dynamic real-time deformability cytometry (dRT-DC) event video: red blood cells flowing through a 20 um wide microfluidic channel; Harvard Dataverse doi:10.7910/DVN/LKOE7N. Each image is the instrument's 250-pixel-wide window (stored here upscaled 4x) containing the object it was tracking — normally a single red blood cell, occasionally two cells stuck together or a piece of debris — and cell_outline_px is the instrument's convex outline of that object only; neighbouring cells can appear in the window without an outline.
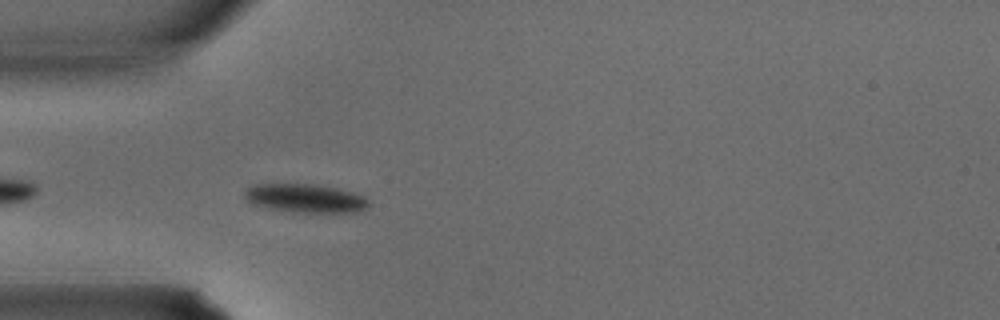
{"species": "common noctule bat (a hibernating species)", "species_latin": "Nyctalus noctula", "temperature_condition": "warm", "stored_images_in_passage": 11, "camera_frame_rate_fps": 3000, "um_per_image_px": 0.085, "animal": {"sex": "male", "body_mass_g": 15.6}, "frame": {"image": 1, "passage_image": 2, "time_ms": 0.333, "image_size_px": [1000, 320], "cell_outline_px": [[368, 208], [356, 212], [292, 212], [268, 208], [252, 204], [244, 196], [244, 188], [252, 184], [316, 184], [336, 188], [352, 192], [364, 196], [368, 200]], "centroid_in_image_um": [25.92, 16.85], "position_along_channel_um": 59.1, "area_um2": 20.81}}
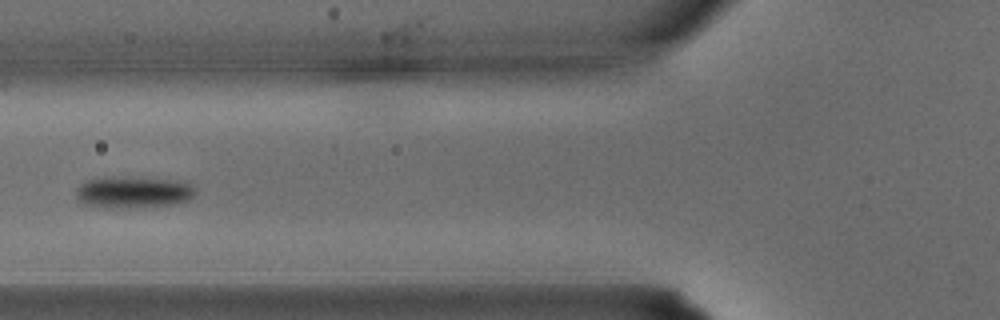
{"frame": {"image": 2, "passage_image": 5, "time_ms": 1.333, "image_size_px": [1000, 320], "cell_outline_px": [[196, 192], [188, 200], [176, 204], [124, 208], [104, 208], [84, 204], [76, 200], [76, 188], [84, 180], [96, 176], [180, 180], [192, 184], [196, 188]], "centroid_in_image_um": [11.27, 16.33], "position_along_channel_um": 114.5, "area_um2": 22.48}}
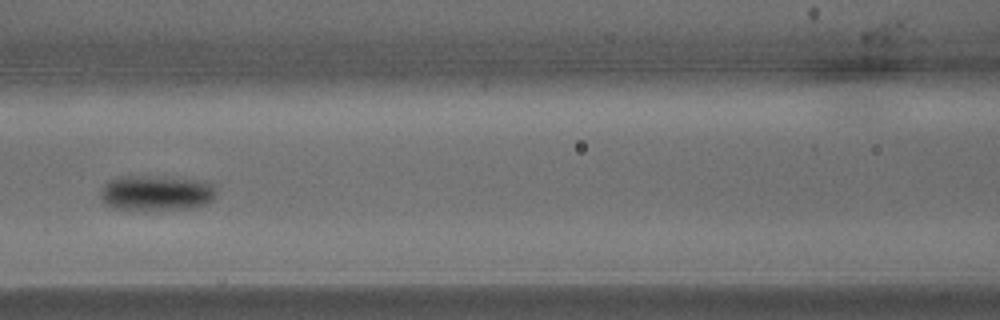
{"frame": {"image": 3, "passage_image": 7, "time_ms": 2.0, "image_size_px": [1000, 320], "cell_outline_px": [[216, 196], [212, 200], [204, 204], [192, 208], [112, 208], [104, 204], [100, 196], [100, 188], [108, 180], [120, 176], [164, 176], [204, 180], [212, 184], [216, 188]], "centroid_in_image_um": [13.28, 16.35], "position_along_channel_um": 153.3, "area_um2": 23.81}}